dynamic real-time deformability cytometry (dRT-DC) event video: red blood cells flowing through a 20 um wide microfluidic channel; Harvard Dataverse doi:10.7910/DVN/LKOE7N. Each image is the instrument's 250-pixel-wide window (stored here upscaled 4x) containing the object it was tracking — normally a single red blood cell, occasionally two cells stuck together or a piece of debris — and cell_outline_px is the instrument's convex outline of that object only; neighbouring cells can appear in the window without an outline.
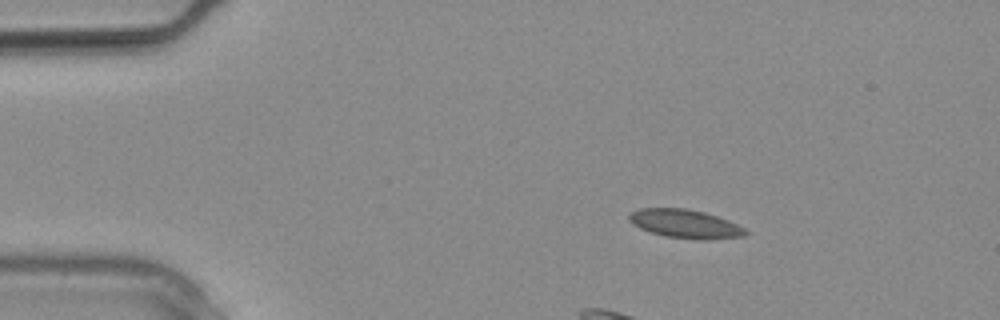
{"species": "common noctule bat (a hibernating species)", "species_latin": "Nyctalus noctula", "temperature_condition": "warm", "stored_images_in_passage": 10, "camera_frame_rate_fps": 3000, "um_per_image_px": 0.085, "animal": {"sex": "male", "body_mass_g": 20.4}, "frame": {"image": 1, "passage_image": 1, "time_ms": 0.0, "image_size_px": [1000, 320], "cell_outline_px": [[748, 232], [744, 236], [708, 240], [704, 240], [668, 236], [652, 232], [640, 228], [632, 224], [628, 220], [628, 216], [632, 212], [640, 208], [684, 208], [704, 212], [728, 220], [744, 228]], "centroid_in_image_um": [58.24, 19.02], "position_along_channel_um": 26.8, "area_um2": 19.19}}